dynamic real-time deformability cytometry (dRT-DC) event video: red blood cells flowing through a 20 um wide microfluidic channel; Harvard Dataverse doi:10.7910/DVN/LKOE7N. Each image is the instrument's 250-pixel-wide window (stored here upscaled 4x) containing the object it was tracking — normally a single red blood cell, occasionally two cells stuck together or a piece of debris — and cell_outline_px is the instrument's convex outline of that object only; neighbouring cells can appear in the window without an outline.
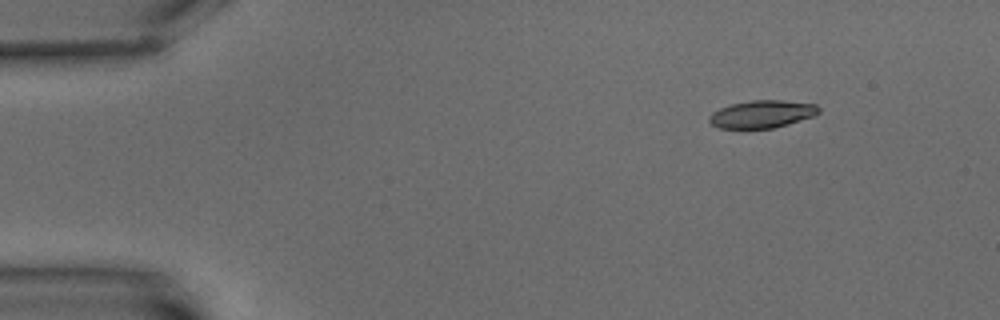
{"species": "common noctule bat (a hibernating species)", "species_latin": "Nyctalus noctula", "temperature_condition": "warm", "stored_images_in_passage": 4, "camera_frame_rate_fps": 3000, "um_per_image_px": 0.085, "animal": {"sex": "male", "body_mass_g": 15.6}, "frame": {"image": 1, "passage_image": 4, "time_ms": 3.667, "image_size_px": [1000, 320], "cell_outline_px": [[820, 112], [812, 116], [788, 124], [772, 128], [720, 128], [712, 124], [708, 120], [708, 116], [712, 112], [720, 108], [732, 104], [752, 100], [784, 100], [816, 104], [820, 108]], "centroid_in_image_um": [64.77, 9.69], "position_along_channel_um": 20.2, "area_um2": 17.51}}